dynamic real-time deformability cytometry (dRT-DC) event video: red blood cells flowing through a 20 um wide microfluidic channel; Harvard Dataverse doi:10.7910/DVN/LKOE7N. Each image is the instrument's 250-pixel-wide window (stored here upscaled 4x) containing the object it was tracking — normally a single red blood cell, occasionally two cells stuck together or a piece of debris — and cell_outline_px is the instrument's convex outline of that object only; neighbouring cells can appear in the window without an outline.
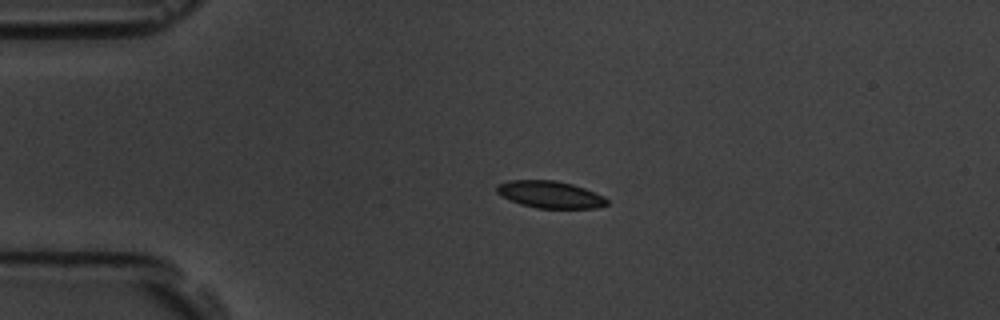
{"species": "common noctule bat (a hibernating species)", "species_latin": "Nyctalus noctula", "temperature_condition": "room temperature", "stored_images_in_passage": 4, "camera_frame_rate_fps": 3000, "um_per_image_px": 0.085, "animal": {"sex": "male", "body_mass_g": 19.5, "forearm_length_mm": 54.6}, "frame": {"image": 1, "passage_image": 3, "time_ms": 2.333, "image_size_px": [1000, 320], "cell_outline_px": [[608, 204], [596, 208], [536, 208], [520, 204], [496, 192], [496, 184], [508, 180], [556, 180], [572, 184], [584, 188], [604, 196], [608, 200]], "centroid_in_image_um": [46.76, 16.53], "position_along_channel_um": 38.2, "area_um2": 17.34}}